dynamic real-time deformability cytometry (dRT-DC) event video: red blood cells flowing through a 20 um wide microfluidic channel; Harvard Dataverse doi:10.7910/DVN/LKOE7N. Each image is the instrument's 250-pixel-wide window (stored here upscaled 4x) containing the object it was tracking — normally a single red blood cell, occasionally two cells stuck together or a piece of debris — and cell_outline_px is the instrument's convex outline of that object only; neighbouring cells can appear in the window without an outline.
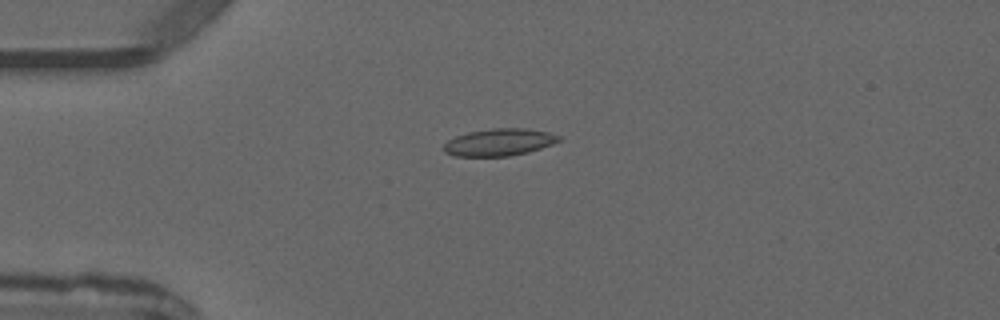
{"species": "common noctule bat (a hibernating species)", "species_latin": "Nyctalus noctula", "temperature_condition": "warm", "stored_images_in_passage": 4, "camera_frame_rate_fps": 3000, "um_per_image_px": 0.085, "animal": {"sex": "male", "forearm_length_mm": 52.5}, "frame": {"image": 1, "passage_image": 3, "time_ms": 2.333, "image_size_px": [1000, 320], "cell_outline_px": [[560, 140], [552, 144], [528, 152], [508, 156], [456, 156], [444, 152], [444, 144], [448, 140], [456, 136], [468, 132], [492, 128], [524, 128], [548, 132], [560, 136]], "centroid_in_image_um": [42.42, 12.09], "position_along_channel_um": 42.6, "area_um2": 18.09}}
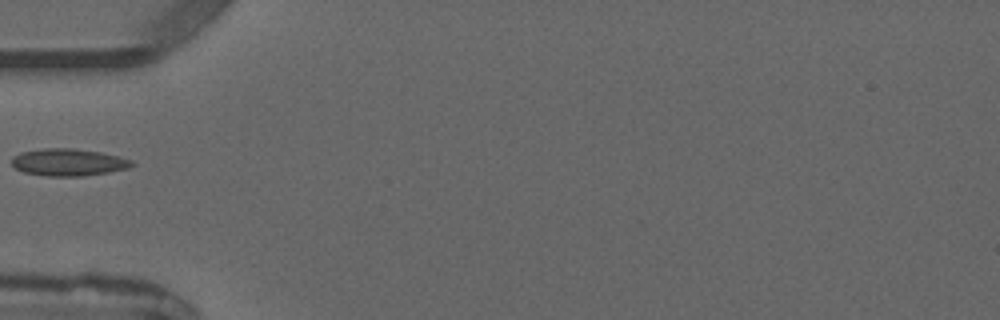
{"frame": {"image": 2, "passage_image": 4, "time_ms": 3.667, "image_size_px": [1000, 320], "cell_outline_px": [[136, 164], [128, 168], [108, 172], [84, 176], [48, 176], [24, 172], [16, 168], [12, 164], [12, 156], [20, 152], [44, 148], [72, 148], [100, 152], [132, 160]], "centroid_in_image_um": [5.8, 13.79], "position_along_channel_um": 79.2, "area_um2": 18.96}}